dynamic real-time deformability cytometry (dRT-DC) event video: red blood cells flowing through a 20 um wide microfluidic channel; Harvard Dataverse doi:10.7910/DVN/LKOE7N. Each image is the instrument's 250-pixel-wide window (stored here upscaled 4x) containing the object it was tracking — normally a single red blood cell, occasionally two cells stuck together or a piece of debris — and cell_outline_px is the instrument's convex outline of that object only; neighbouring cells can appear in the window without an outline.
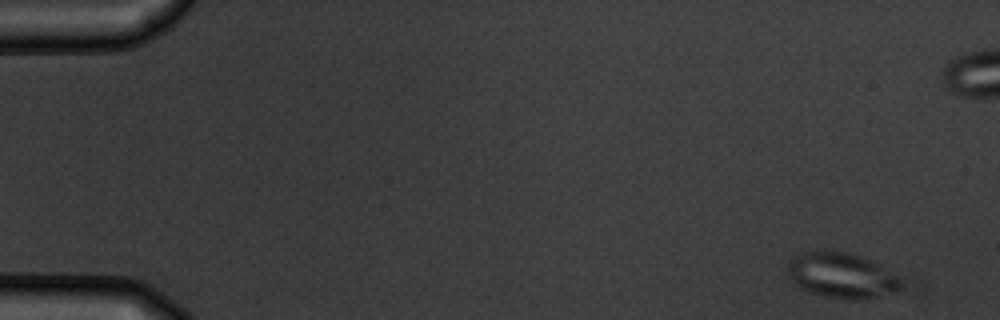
{"species": "common noctule bat (a hibernating species)", "species_latin": "Nyctalus noctula", "temperature_condition": "warm", "stored_images_in_passage": 6, "camera_frame_rate_fps": 3000, "um_per_image_px": 0.085, "animal": {"sex": "male", "body_mass_g": 19.5, "forearm_length_mm": 54.6}, "frame": {"image": 1, "passage_image": 1, "time_ms": 0.0, "image_size_px": [1000, 320], "cell_outline_px": [[924, 292], [856, 300], [848, 300], [824, 296], [800, 288], [788, 276], [788, 264], [792, 256], [808, 252], [844, 252], [860, 256], [920, 280], [924, 284]], "centroid_in_image_um": [72.16, 23.52], "position_along_channel_um": 12.8, "area_um2": 33.41}}